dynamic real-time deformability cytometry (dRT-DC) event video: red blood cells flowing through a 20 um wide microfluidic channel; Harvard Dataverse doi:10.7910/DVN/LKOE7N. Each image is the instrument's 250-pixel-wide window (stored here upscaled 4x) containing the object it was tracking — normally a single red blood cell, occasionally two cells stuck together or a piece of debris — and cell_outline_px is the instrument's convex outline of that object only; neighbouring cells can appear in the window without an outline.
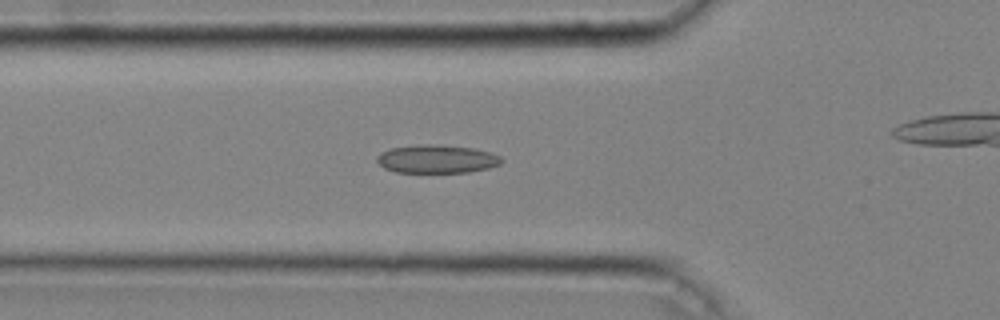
{"species": "common noctule bat (a hibernating species)", "species_latin": "Nyctalus noctula", "temperature_condition": "cold", "stored_images_in_passage": 37, "camera_frame_rate_fps": 3000, "um_per_image_px": 0.085, "animal": {"sex": "male", "body_mass_g": 20.4}, "frame": {"image": 1, "passage_image": 14, "time_ms": 4.333, "image_size_px": [1000, 320], "cell_outline_px": [[504, 160], [500, 164], [488, 168], [468, 172], [396, 172], [384, 168], [376, 160], [376, 156], [380, 152], [392, 148], [428, 144], [472, 148], [492, 152], [500, 156]], "centroid_in_image_um": [37.14, 13.52], "position_along_channel_um": 88.7, "area_um2": 20.35}}
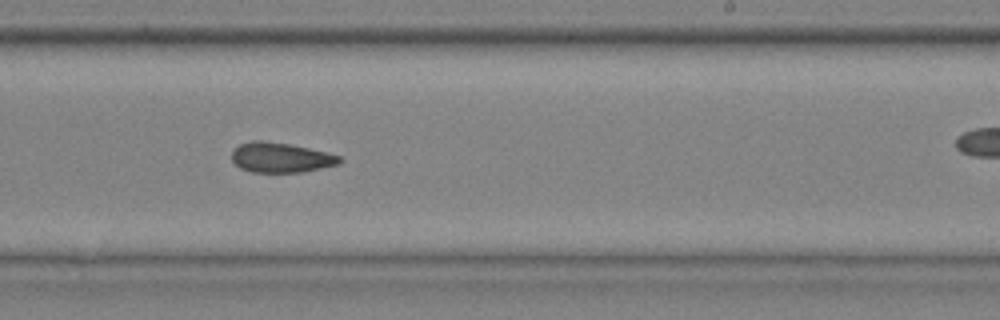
{"frame": {"image": 2, "passage_image": 27, "time_ms": 8.667, "image_size_px": [1000, 320], "cell_outline_px": [[344, 160], [340, 164], [300, 172], [252, 172], [240, 168], [232, 160], [232, 152], [240, 144], [252, 140], [264, 140], [288, 144], [308, 148], [340, 156]], "centroid_in_image_um": [23.86, 13.39], "position_along_channel_um": 265.1, "area_um2": 18.67}}
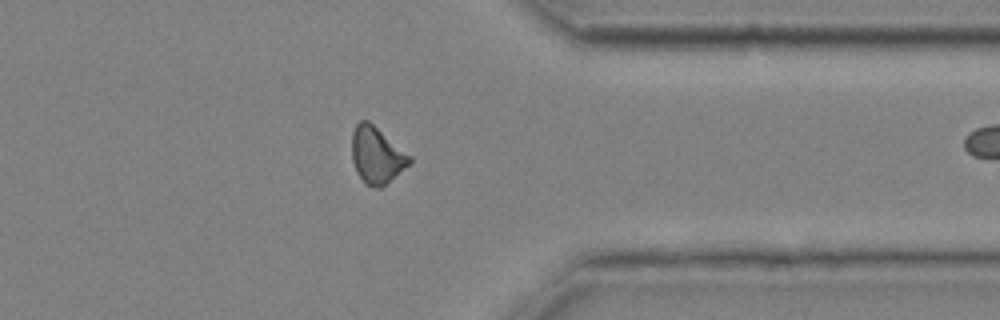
{"frame": {"image": 3, "passage_image": 36, "time_ms": 11.667, "image_size_px": [1000, 320], "cell_outline_px": [[412, 164], [380, 188], [368, 184], [356, 172], [352, 160], [352, 132], [356, 124], [360, 120], [368, 120], [412, 156]], "centroid_in_image_um": [32.04, 13.17], "position_along_channel_um": 379.4, "area_um2": 19.02}}